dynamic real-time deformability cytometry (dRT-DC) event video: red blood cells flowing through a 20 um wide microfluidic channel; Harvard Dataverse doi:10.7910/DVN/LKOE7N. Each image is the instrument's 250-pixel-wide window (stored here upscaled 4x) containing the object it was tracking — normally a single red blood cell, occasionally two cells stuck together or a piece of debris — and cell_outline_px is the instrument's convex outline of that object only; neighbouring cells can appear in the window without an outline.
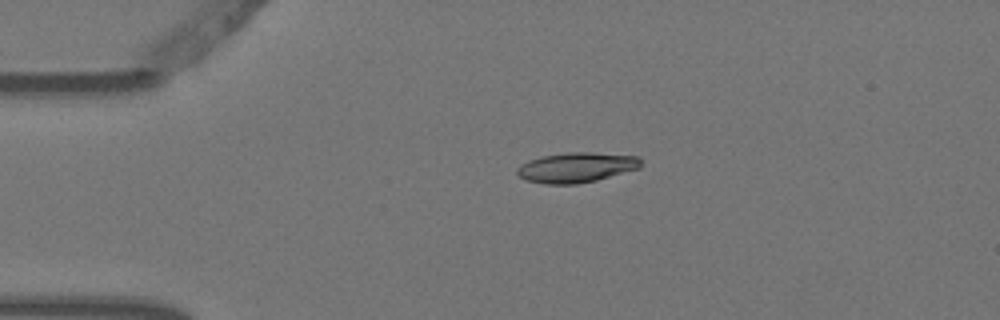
{"species": "Egyptian fruit bat (a non-hibernating species)", "species_latin": "Rousettus aegyptiacus", "temperature_condition": "warm", "stored_images_in_passage": 2, "camera_frame_rate_fps": 3000, "um_per_image_px": 0.085, "animal": {"sex": "female"}, "frame": {"image": 1, "passage_image": 1, "time_ms": 0.0, "image_size_px": [1000, 320], "cell_outline_px": [[640, 168], [596, 180], [576, 184], [544, 184], [524, 180], [516, 172], [516, 168], [520, 164], [528, 160], [540, 156], [568, 152], [592, 152], [640, 156]], "centroid_in_image_um": [48.95, 14.22], "position_along_channel_um": 36.0, "area_um2": 21.85}}